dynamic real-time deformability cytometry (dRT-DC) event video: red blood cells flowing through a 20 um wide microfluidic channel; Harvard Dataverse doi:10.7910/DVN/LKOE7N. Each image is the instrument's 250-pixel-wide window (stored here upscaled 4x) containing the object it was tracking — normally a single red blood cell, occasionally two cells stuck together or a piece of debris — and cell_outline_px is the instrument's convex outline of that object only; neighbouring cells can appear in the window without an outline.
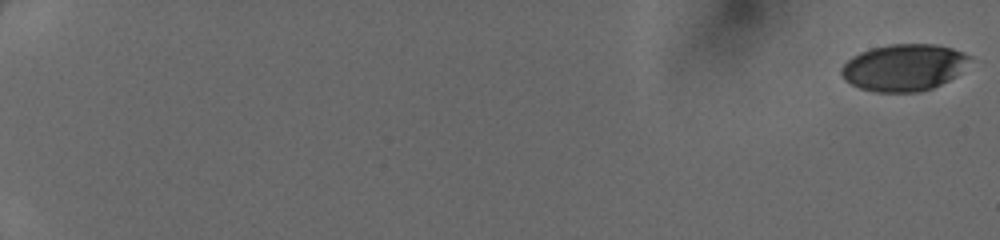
{"species": "human", "species_latin": "Homo sapiens", "temperature_condition": "cold", "stored_images_in_passage": 51, "camera_frame_rate_fps": 3000, "um_per_image_px": 0.085, "donor": {"sex": "female"}, "frame": {"image": 1, "passage_image": 1, "time_ms": 0.0, "image_size_px": [1000, 240], "cell_outline_px": [[972, 56], [960, 72], [956, 76], [932, 88], [920, 92], [876, 92], [860, 88], [844, 80], [840, 72], [840, 68], [852, 56], [860, 52], [872, 48], [888, 44], [936, 44], [952, 48], [964, 52]], "centroid_in_image_um": [76.82, 5.73], "position_along_channel_um": 8.2, "area_um2": 35.08}}
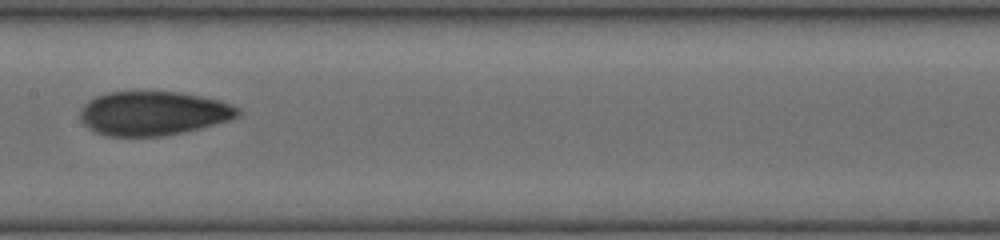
{"frame": {"image": 2, "passage_image": 30, "time_ms": 9.667, "image_size_px": [1000, 240], "cell_outline_px": [[240, 116], [228, 120], [200, 128], [184, 132], [164, 136], [108, 136], [96, 132], [88, 128], [80, 120], [80, 108], [88, 100], [96, 96], [108, 92], [180, 92], [220, 100], [232, 104], [240, 108]], "centroid_in_image_um": [13.02, 9.63], "position_along_channel_um": 194.4, "area_um2": 40.63}}
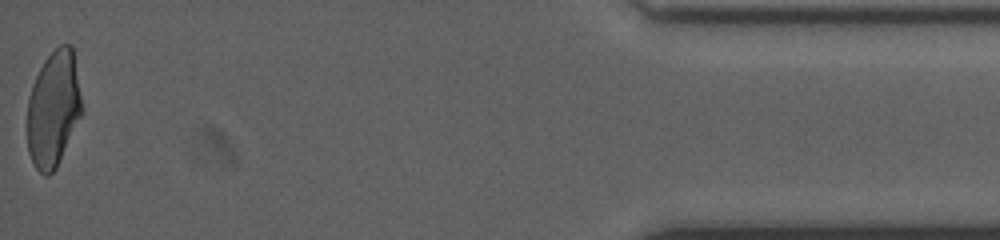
{"frame": {"image": 3, "passage_image": 51, "time_ms": 16.667, "image_size_px": [1000, 240], "cell_outline_px": [[80, 116], [56, 168], [48, 176], [44, 176], [36, 168], [28, 152], [28, 96], [32, 84], [44, 60], [60, 44], [72, 44], [80, 96]], "centroid_in_image_um": [4.51, 9.25], "position_along_channel_um": 430.7, "area_um2": 36.13}}